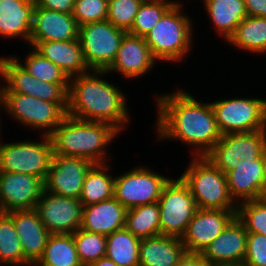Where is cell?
Segmentation results:
<instances>
[{
  "mask_svg": "<svg viewBox=\"0 0 266 266\" xmlns=\"http://www.w3.org/2000/svg\"><path fill=\"white\" fill-rule=\"evenodd\" d=\"M191 94L185 87L173 89L170 93L154 94L157 117L152 126L155 142L177 141L188 146L191 156H205L222 134L210 100L201 102Z\"/></svg>",
  "mask_w": 266,
  "mask_h": 266,
  "instance_id": "6da1fadb",
  "label": "cell"
},
{
  "mask_svg": "<svg viewBox=\"0 0 266 266\" xmlns=\"http://www.w3.org/2000/svg\"><path fill=\"white\" fill-rule=\"evenodd\" d=\"M106 76L111 80H106ZM111 81L112 76L106 70H90L71 77L67 114L81 120L108 123L121 133L128 130L133 120L129 97L118 83Z\"/></svg>",
  "mask_w": 266,
  "mask_h": 266,
  "instance_id": "7a4b0ae2",
  "label": "cell"
},
{
  "mask_svg": "<svg viewBox=\"0 0 266 266\" xmlns=\"http://www.w3.org/2000/svg\"><path fill=\"white\" fill-rule=\"evenodd\" d=\"M119 135L121 132L113 125L81 120L67 114L49 136L53 155L80 157L98 164L114 161L109 146Z\"/></svg>",
  "mask_w": 266,
  "mask_h": 266,
  "instance_id": "3957f363",
  "label": "cell"
},
{
  "mask_svg": "<svg viewBox=\"0 0 266 266\" xmlns=\"http://www.w3.org/2000/svg\"><path fill=\"white\" fill-rule=\"evenodd\" d=\"M186 4L175 2L144 37L158 63L181 65L194 50L195 25L184 10Z\"/></svg>",
  "mask_w": 266,
  "mask_h": 266,
  "instance_id": "277c9868",
  "label": "cell"
},
{
  "mask_svg": "<svg viewBox=\"0 0 266 266\" xmlns=\"http://www.w3.org/2000/svg\"><path fill=\"white\" fill-rule=\"evenodd\" d=\"M190 162L179 177L189 187L197 208L237 210L231 197L227 176L205 156H190Z\"/></svg>",
  "mask_w": 266,
  "mask_h": 266,
  "instance_id": "5b68a950",
  "label": "cell"
},
{
  "mask_svg": "<svg viewBox=\"0 0 266 266\" xmlns=\"http://www.w3.org/2000/svg\"><path fill=\"white\" fill-rule=\"evenodd\" d=\"M36 140L26 139L0 144V173H23L45 180L53 157L49 135H38Z\"/></svg>",
  "mask_w": 266,
  "mask_h": 266,
  "instance_id": "8992f818",
  "label": "cell"
},
{
  "mask_svg": "<svg viewBox=\"0 0 266 266\" xmlns=\"http://www.w3.org/2000/svg\"><path fill=\"white\" fill-rule=\"evenodd\" d=\"M5 115L22 127L39 135H50L67 113L54 102L20 93H2ZM41 130V131H40ZM41 133H40V132Z\"/></svg>",
  "mask_w": 266,
  "mask_h": 266,
  "instance_id": "52a82bcc",
  "label": "cell"
},
{
  "mask_svg": "<svg viewBox=\"0 0 266 266\" xmlns=\"http://www.w3.org/2000/svg\"><path fill=\"white\" fill-rule=\"evenodd\" d=\"M222 135L266 130V99L236 96L210 101Z\"/></svg>",
  "mask_w": 266,
  "mask_h": 266,
  "instance_id": "ba28073f",
  "label": "cell"
},
{
  "mask_svg": "<svg viewBox=\"0 0 266 266\" xmlns=\"http://www.w3.org/2000/svg\"><path fill=\"white\" fill-rule=\"evenodd\" d=\"M148 166L137 164L130 170L117 174L114 180L113 197L127 210L158 202L164 186L173 177H166L150 170Z\"/></svg>",
  "mask_w": 266,
  "mask_h": 266,
  "instance_id": "9c48e42d",
  "label": "cell"
},
{
  "mask_svg": "<svg viewBox=\"0 0 266 266\" xmlns=\"http://www.w3.org/2000/svg\"><path fill=\"white\" fill-rule=\"evenodd\" d=\"M266 152V130L228 133L205 155L221 172L254 163Z\"/></svg>",
  "mask_w": 266,
  "mask_h": 266,
  "instance_id": "30bf717a",
  "label": "cell"
},
{
  "mask_svg": "<svg viewBox=\"0 0 266 266\" xmlns=\"http://www.w3.org/2000/svg\"><path fill=\"white\" fill-rule=\"evenodd\" d=\"M126 30L107 20L79 26L78 39L90 70H107L116 58Z\"/></svg>",
  "mask_w": 266,
  "mask_h": 266,
  "instance_id": "8fae6325",
  "label": "cell"
},
{
  "mask_svg": "<svg viewBox=\"0 0 266 266\" xmlns=\"http://www.w3.org/2000/svg\"><path fill=\"white\" fill-rule=\"evenodd\" d=\"M0 67L3 75L2 93H20L54 102L67 113L69 84H53L36 79L11 54L0 56Z\"/></svg>",
  "mask_w": 266,
  "mask_h": 266,
  "instance_id": "7c38bea8",
  "label": "cell"
},
{
  "mask_svg": "<svg viewBox=\"0 0 266 266\" xmlns=\"http://www.w3.org/2000/svg\"><path fill=\"white\" fill-rule=\"evenodd\" d=\"M158 203L160 234L182 238L198 209L189 187L179 176L171 178L164 186Z\"/></svg>",
  "mask_w": 266,
  "mask_h": 266,
  "instance_id": "4fadbf2b",
  "label": "cell"
},
{
  "mask_svg": "<svg viewBox=\"0 0 266 266\" xmlns=\"http://www.w3.org/2000/svg\"><path fill=\"white\" fill-rule=\"evenodd\" d=\"M35 209L50 234H73L81 226L83 204L79 199L44 190Z\"/></svg>",
  "mask_w": 266,
  "mask_h": 266,
  "instance_id": "5bb4252c",
  "label": "cell"
},
{
  "mask_svg": "<svg viewBox=\"0 0 266 266\" xmlns=\"http://www.w3.org/2000/svg\"><path fill=\"white\" fill-rule=\"evenodd\" d=\"M93 164L85 158L53 155L50 169L44 180V190L79 199L85 175Z\"/></svg>",
  "mask_w": 266,
  "mask_h": 266,
  "instance_id": "9a60e30c",
  "label": "cell"
},
{
  "mask_svg": "<svg viewBox=\"0 0 266 266\" xmlns=\"http://www.w3.org/2000/svg\"><path fill=\"white\" fill-rule=\"evenodd\" d=\"M157 63L158 61L153 57L144 37L126 33L115 60L106 71L111 75L119 74L123 79H128L129 82V80L134 81L149 75L148 73L156 68Z\"/></svg>",
  "mask_w": 266,
  "mask_h": 266,
  "instance_id": "2e32d148",
  "label": "cell"
},
{
  "mask_svg": "<svg viewBox=\"0 0 266 266\" xmlns=\"http://www.w3.org/2000/svg\"><path fill=\"white\" fill-rule=\"evenodd\" d=\"M43 191L41 178L16 172L0 173V212L35 209Z\"/></svg>",
  "mask_w": 266,
  "mask_h": 266,
  "instance_id": "e0dca14e",
  "label": "cell"
},
{
  "mask_svg": "<svg viewBox=\"0 0 266 266\" xmlns=\"http://www.w3.org/2000/svg\"><path fill=\"white\" fill-rule=\"evenodd\" d=\"M236 211L198 208L181 238L186 251L202 253L236 216Z\"/></svg>",
  "mask_w": 266,
  "mask_h": 266,
  "instance_id": "ac0fdd59",
  "label": "cell"
},
{
  "mask_svg": "<svg viewBox=\"0 0 266 266\" xmlns=\"http://www.w3.org/2000/svg\"><path fill=\"white\" fill-rule=\"evenodd\" d=\"M229 192L239 204L262 199L266 193V152L254 163L238 165L226 173Z\"/></svg>",
  "mask_w": 266,
  "mask_h": 266,
  "instance_id": "d6986e66",
  "label": "cell"
},
{
  "mask_svg": "<svg viewBox=\"0 0 266 266\" xmlns=\"http://www.w3.org/2000/svg\"><path fill=\"white\" fill-rule=\"evenodd\" d=\"M248 232L235 216L223 232L201 253L212 266L243 263L246 254Z\"/></svg>",
  "mask_w": 266,
  "mask_h": 266,
  "instance_id": "ffe728a7",
  "label": "cell"
},
{
  "mask_svg": "<svg viewBox=\"0 0 266 266\" xmlns=\"http://www.w3.org/2000/svg\"><path fill=\"white\" fill-rule=\"evenodd\" d=\"M6 214L14 223L24 257L34 265L44 252L49 231L36 209L12 210Z\"/></svg>",
  "mask_w": 266,
  "mask_h": 266,
  "instance_id": "44dd1931",
  "label": "cell"
},
{
  "mask_svg": "<svg viewBox=\"0 0 266 266\" xmlns=\"http://www.w3.org/2000/svg\"><path fill=\"white\" fill-rule=\"evenodd\" d=\"M79 26L71 14L35 6L29 41H68L78 39Z\"/></svg>",
  "mask_w": 266,
  "mask_h": 266,
  "instance_id": "7402d4cb",
  "label": "cell"
},
{
  "mask_svg": "<svg viewBox=\"0 0 266 266\" xmlns=\"http://www.w3.org/2000/svg\"><path fill=\"white\" fill-rule=\"evenodd\" d=\"M34 8V0H0V38L29 46Z\"/></svg>",
  "mask_w": 266,
  "mask_h": 266,
  "instance_id": "603a6c76",
  "label": "cell"
},
{
  "mask_svg": "<svg viewBox=\"0 0 266 266\" xmlns=\"http://www.w3.org/2000/svg\"><path fill=\"white\" fill-rule=\"evenodd\" d=\"M29 46L57 65L71 78L90 71L79 39L68 41H29Z\"/></svg>",
  "mask_w": 266,
  "mask_h": 266,
  "instance_id": "cb8c5ba5",
  "label": "cell"
},
{
  "mask_svg": "<svg viewBox=\"0 0 266 266\" xmlns=\"http://www.w3.org/2000/svg\"><path fill=\"white\" fill-rule=\"evenodd\" d=\"M127 209L114 197L85 205L80 228L104 236L125 227Z\"/></svg>",
  "mask_w": 266,
  "mask_h": 266,
  "instance_id": "d4e9b609",
  "label": "cell"
},
{
  "mask_svg": "<svg viewBox=\"0 0 266 266\" xmlns=\"http://www.w3.org/2000/svg\"><path fill=\"white\" fill-rule=\"evenodd\" d=\"M181 238L157 235L141 239L139 266H175L186 253Z\"/></svg>",
  "mask_w": 266,
  "mask_h": 266,
  "instance_id": "484cf974",
  "label": "cell"
},
{
  "mask_svg": "<svg viewBox=\"0 0 266 266\" xmlns=\"http://www.w3.org/2000/svg\"><path fill=\"white\" fill-rule=\"evenodd\" d=\"M213 32L226 43L247 16L244 0H201ZM211 21V22H210Z\"/></svg>",
  "mask_w": 266,
  "mask_h": 266,
  "instance_id": "4316f807",
  "label": "cell"
},
{
  "mask_svg": "<svg viewBox=\"0 0 266 266\" xmlns=\"http://www.w3.org/2000/svg\"><path fill=\"white\" fill-rule=\"evenodd\" d=\"M226 44L237 48L238 52L264 57L266 55V18L246 16Z\"/></svg>",
  "mask_w": 266,
  "mask_h": 266,
  "instance_id": "83f0119b",
  "label": "cell"
},
{
  "mask_svg": "<svg viewBox=\"0 0 266 266\" xmlns=\"http://www.w3.org/2000/svg\"><path fill=\"white\" fill-rule=\"evenodd\" d=\"M112 162L93 164L85 175L79 200L85 205L113 197L115 174L111 172ZM111 165V166H110Z\"/></svg>",
  "mask_w": 266,
  "mask_h": 266,
  "instance_id": "f1b7e54d",
  "label": "cell"
},
{
  "mask_svg": "<svg viewBox=\"0 0 266 266\" xmlns=\"http://www.w3.org/2000/svg\"><path fill=\"white\" fill-rule=\"evenodd\" d=\"M33 266H83L73 234H50L42 256Z\"/></svg>",
  "mask_w": 266,
  "mask_h": 266,
  "instance_id": "f546056e",
  "label": "cell"
},
{
  "mask_svg": "<svg viewBox=\"0 0 266 266\" xmlns=\"http://www.w3.org/2000/svg\"><path fill=\"white\" fill-rule=\"evenodd\" d=\"M141 239L125 227L106 236V258L119 266H139Z\"/></svg>",
  "mask_w": 266,
  "mask_h": 266,
  "instance_id": "4dcf8cb0",
  "label": "cell"
},
{
  "mask_svg": "<svg viewBox=\"0 0 266 266\" xmlns=\"http://www.w3.org/2000/svg\"><path fill=\"white\" fill-rule=\"evenodd\" d=\"M125 228L140 239L160 235L159 203L128 209L126 211Z\"/></svg>",
  "mask_w": 266,
  "mask_h": 266,
  "instance_id": "1f68e13d",
  "label": "cell"
},
{
  "mask_svg": "<svg viewBox=\"0 0 266 266\" xmlns=\"http://www.w3.org/2000/svg\"><path fill=\"white\" fill-rule=\"evenodd\" d=\"M0 266H33L25 257L12 219L0 212Z\"/></svg>",
  "mask_w": 266,
  "mask_h": 266,
  "instance_id": "d6a6232c",
  "label": "cell"
},
{
  "mask_svg": "<svg viewBox=\"0 0 266 266\" xmlns=\"http://www.w3.org/2000/svg\"><path fill=\"white\" fill-rule=\"evenodd\" d=\"M28 52L21 58L19 54H12L15 60L24 67L33 77L42 82L53 84H69L70 78L49 59L44 58L33 47L28 46ZM23 60V61H21Z\"/></svg>",
  "mask_w": 266,
  "mask_h": 266,
  "instance_id": "836d02e7",
  "label": "cell"
},
{
  "mask_svg": "<svg viewBox=\"0 0 266 266\" xmlns=\"http://www.w3.org/2000/svg\"><path fill=\"white\" fill-rule=\"evenodd\" d=\"M175 2V0H144L127 33L145 37Z\"/></svg>",
  "mask_w": 266,
  "mask_h": 266,
  "instance_id": "e575fe53",
  "label": "cell"
},
{
  "mask_svg": "<svg viewBox=\"0 0 266 266\" xmlns=\"http://www.w3.org/2000/svg\"><path fill=\"white\" fill-rule=\"evenodd\" d=\"M73 239L83 266L106 256V236L79 228L73 233Z\"/></svg>",
  "mask_w": 266,
  "mask_h": 266,
  "instance_id": "d590c367",
  "label": "cell"
},
{
  "mask_svg": "<svg viewBox=\"0 0 266 266\" xmlns=\"http://www.w3.org/2000/svg\"><path fill=\"white\" fill-rule=\"evenodd\" d=\"M236 217L248 233L266 236V199L248 200L238 204Z\"/></svg>",
  "mask_w": 266,
  "mask_h": 266,
  "instance_id": "8d00e7d4",
  "label": "cell"
},
{
  "mask_svg": "<svg viewBox=\"0 0 266 266\" xmlns=\"http://www.w3.org/2000/svg\"><path fill=\"white\" fill-rule=\"evenodd\" d=\"M144 0H108L107 21L128 31Z\"/></svg>",
  "mask_w": 266,
  "mask_h": 266,
  "instance_id": "74e56055",
  "label": "cell"
},
{
  "mask_svg": "<svg viewBox=\"0 0 266 266\" xmlns=\"http://www.w3.org/2000/svg\"><path fill=\"white\" fill-rule=\"evenodd\" d=\"M108 0H75L73 17L78 26L107 20Z\"/></svg>",
  "mask_w": 266,
  "mask_h": 266,
  "instance_id": "f35d334b",
  "label": "cell"
},
{
  "mask_svg": "<svg viewBox=\"0 0 266 266\" xmlns=\"http://www.w3.org/2000/svg\"><path fill=\"white\" fill-rule=\"evenodd\" d=\"M243 263L246 266H266V236L248 233Z\"/></svg>",
  "mask_w": 266,
  "mask_h": 266,
  "instance_id": "ab89813d",
  "label": "cell"
},
{
  "mask_svg": "<svg viewBox=\"0 0 266 266\" xmlns=\"http://www.w3.org/2000/svg\"><path fill=\"white\" fill-rule=\"evenodd\" d=\"M35 6L61 13L71 14L75 0H34Z\"/></svg>",
  "mask_w": 266,
  "mask_h": 266,
  "instance_id": "60d3db41",
  "label": "cell"
},
{
  "mask_svg": "<svg viewBox=\"0 0 266 266\" xmlns=\"http://www.w3.org/2000/svg\"><path fill=\"white\" fill-rule=\"evenodd\" d=\"M247 16L266 18V0H244Z\"/></svg>",
  "mask_w": 266,
  "mask_h": 266,
  "instance_id": "b9f144b4",
  "label": "cell"
},
{
  "mask_svg": "<svg viewBox=\"0 0 266 266\" xmlns=\"http://www.w3.org/2000/svg\"><path fill=\"white\" fill-rule=\"evenodd\" d=\"M175 266H212L201 255V253L186 252Z\"/></svg>",
  "mask_w": 266,
  "mask_h": 266,
  "instance_id": "7bdbcfd3",
  "label": "cell"
},
{
  "mask_svg": "<svg viewBox=\"0 0 266 266\" xmlns=\"http://www.w3.org/2000/svg\"><path fill=\"white\" fill-rule=\"evenodd\" d=\"M89 266H119L115 264L112 260L104 257L97 261L92 262Z\"/></svg>",
  "mask_w": 266,
  "mask_h": 266,
  "instance_id": "ee69618b",
  "label": "cell"
},
{
  "mask_svg": "<svg viewBox=\"0 0 266 266\" xmlns=\"http://www.w3.org/2000/svg\"><path fill=\"white\" fill-rule=\"evenodd\" d=\"M3 109V110H2ZM1 112H3V113H5V109H4V104H3V102L1 101L0 102V144H1V142L3 141V134L4 133H1V129H2V126H1V124H3L2 122V117H1V115H3V114H1Z\"/></svg>",
  "mask_w": 266,
  "mask_h": 266,
  "instance_id": "f6af8a7d",
  "label": "cell"
},
{
  "mask_svg": "<svg viewBox=\"0 0 266 266\" xmlns=\"http://www.w3.org/2000/svg\"><path fill=\"white\" fill-rule=\"evenodd\" d=\"M3 75L0 67V102L2 101V89H3Z\"/></svg>",
  "mask_w": 266,
  "mask_h": 266,
  "instance_id": "bcb514c9",
  "label": "cell"
},
{
  "mask_svg": "<svg viewBox=\"0 0 266 266\" xmlns=\"http://www.w3.org/2000/svg\"><path fill=\"white\" fill-rule=\"evenodd\" d=\"M215 266H246L244 263H230V264H222V265H215Z\"/></svg>",
  "mask_w": 266,
  "mask_h": 266,
  "instance_id": "7dc6e473",
  "label": "cell"
}]
</instances>
